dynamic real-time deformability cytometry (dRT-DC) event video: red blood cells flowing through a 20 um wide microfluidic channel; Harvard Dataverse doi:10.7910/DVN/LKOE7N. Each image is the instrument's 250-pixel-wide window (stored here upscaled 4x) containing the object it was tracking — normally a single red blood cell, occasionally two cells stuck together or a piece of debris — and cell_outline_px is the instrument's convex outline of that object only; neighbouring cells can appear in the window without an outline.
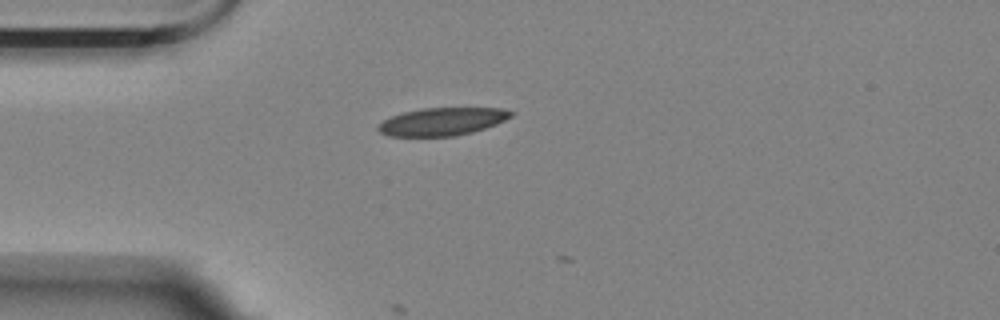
{"species": "Egyptian fruit bat (a non-hibernating species)", "species_latin": "Rousettus aegyptiacus", "temperature_condition": "room temperature", "stored_images_in_passage": 11, "camera_frame_rate_fps": 3000, "um_per_image_px": 0.085, "animal": {"sex": "female"}, "frame": {"image": 1, "passage_image": 4, "time_ms": 1.0, "image_size_px": [1000, 320], "cell_outline_px": [[512, 116], [496, 124], [472, 132], [456, 136], [388, 136], [380, 132], [376, 128], [384, 120], [392, 116], [404, 112], [424, 108], [500, 108], [512, 112]], "centroid_in_image_um": [37.57, 10.34], "position_along_channel_um": 47.4, "area_um2": 21.27}}
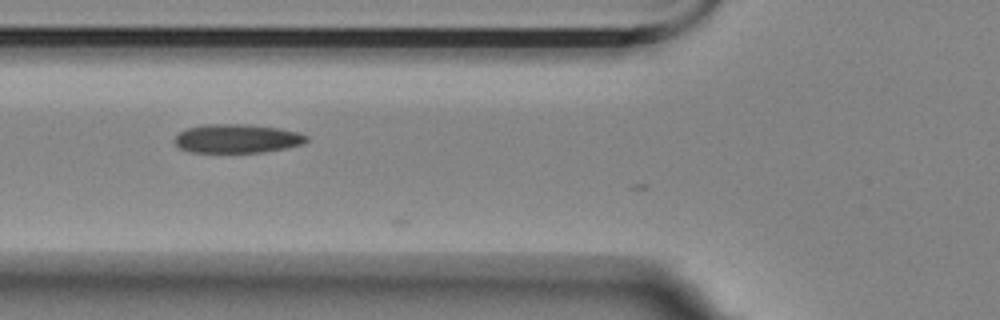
{"frame": {"image": 2, "passage_image": 10, "time_ms": 3.0, "image_size_px": [1000, 320], "cell_outline_px": [[308, 140], [304, 144], [288, 148], [264, 152], [188, 152], [180, 148], [172, 140], [180, 132], [188, 128], [204, 124], [248, 124], [276, 128], [300, 132], [308, 136]], "centroid_in_image_um": [20.17, 11.78], "position_along_channel_um": 105.6, "area_um2": 22.31}}